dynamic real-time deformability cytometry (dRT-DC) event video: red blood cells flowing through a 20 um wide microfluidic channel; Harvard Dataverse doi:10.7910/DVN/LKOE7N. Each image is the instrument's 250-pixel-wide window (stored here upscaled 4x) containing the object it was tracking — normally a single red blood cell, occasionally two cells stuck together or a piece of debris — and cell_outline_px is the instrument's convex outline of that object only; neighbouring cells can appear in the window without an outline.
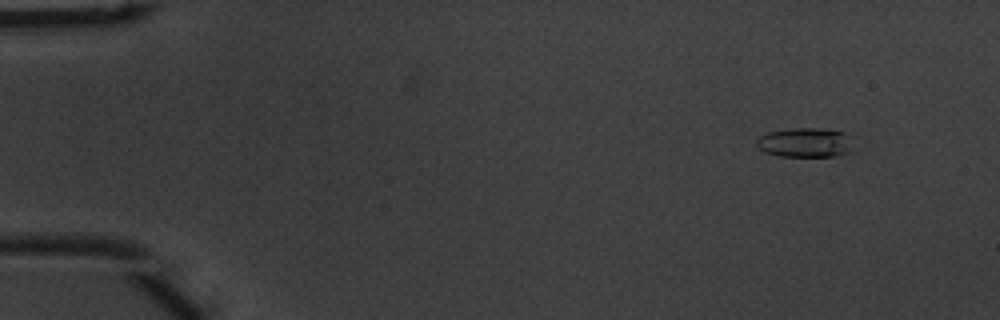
{"species": "common noctule bat (a hibernating species)", "species_latin": "Nyctalus noctula", "temperature_condition": "warm", "stored_images_in_passage": 50, "camera_frame_rate_fps": 3000, "um_per_image_px": 0.085, "animal": {"sex": "male", "body_mass_g": 20.1, "forearm_length_mm": 53.5}, "frame": {"image": 1, "passage_image": 4, "time_ms": 1.0, "image_size_px": [1000, 320], "cell_outline_px": [[852, 152], [836, 156], [780, 156], [764, 152], [756, 144], [756, 140], [760, 136], [768, 132], [792, 128], [820, 128], [844, 132]], "centroid_in_image_um": [68.38, 12.12], "position_along_channel_um": 16.6, "area_um2": 16.36}}
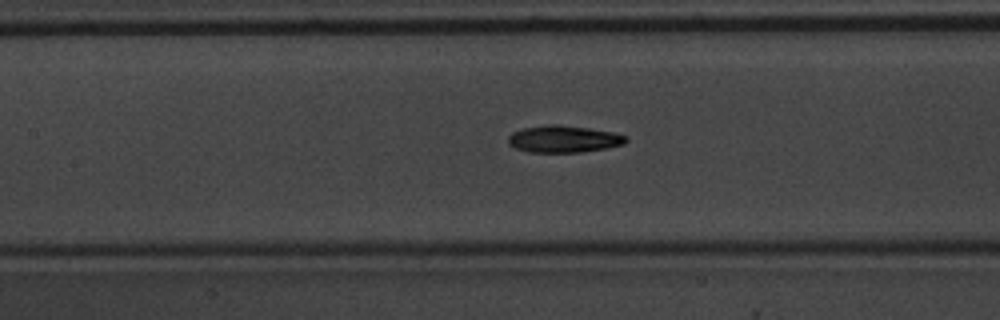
{"frame": {"image": 2, "passage_image": 23, "time_ms": 7.333, "image_size_px": [1000, 320], "cell_outline_px": [[628, 140], [624, 144], [608, 148], [580, 152], [528, 152], [516, 148], [508, 144], [508, 136], [512, 132], [524, 128], [552, 124], [556, 124], [588, 128], [612, 132], [628, 136]], "centroid_in_image_um": [47.92, 11.82], "position_along_channel_um": 159.5, "area_um2": 18.5}}
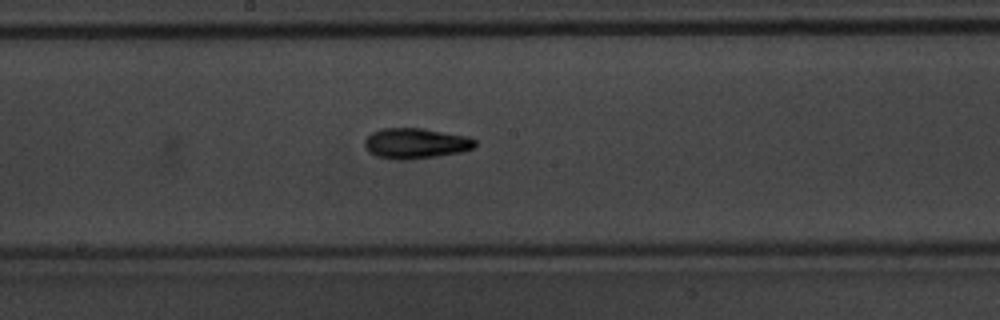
{"frame": {"image": 3, "passage_image": 27, "time_ms": 8.667, "image_size_px": [1000, 320], "cell_outline_px": [[476, 144], [472, 148], [460, 152], [436, 156], [404, 160], [396, 160], [376, 156], [368, 152], [364, 144], [364, 140], [372, 132], [380, 128], [424, 128], [468, 136], [476, 140]], "centroid_in_image_um": [35.3, 12.18], "position_along_channel_um": 212.9, "area_um2": 19.71}, "authors_computed_cell_mechanics": {"area_um2": 17.6868, "velocity_mm_per_s": 4.0114, "shape_relaxation_time_tau1_ms": 2.9732, "shape_relaxation_time_tau2_ms": 7.0263, "deformation_change_tau1": 0.1822, "deformation_change_tau2": 0.1867}}